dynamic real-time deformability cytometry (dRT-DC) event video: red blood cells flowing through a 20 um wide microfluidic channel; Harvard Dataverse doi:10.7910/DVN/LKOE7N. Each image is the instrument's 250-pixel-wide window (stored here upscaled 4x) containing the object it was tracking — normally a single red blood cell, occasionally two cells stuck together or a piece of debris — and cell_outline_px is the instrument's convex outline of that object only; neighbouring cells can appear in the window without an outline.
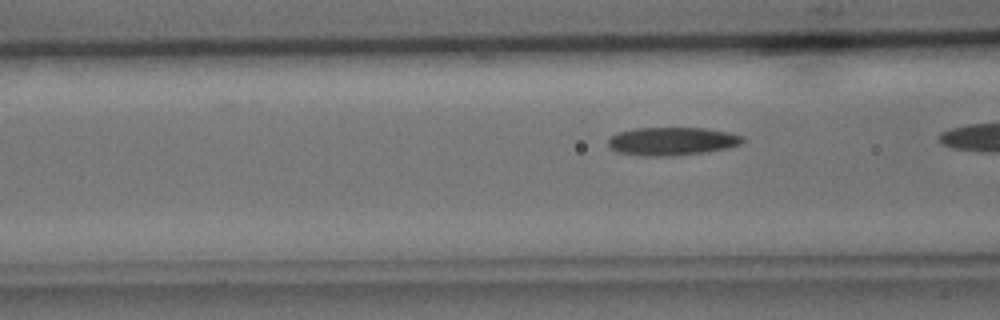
{"species": "common noctule bat (a hibernating species)", "species_latin": "Nyctalus noctula", "temperature_condition": "cold", "stored_images_in_passage": 6, "camera_frame_rate_fps": 3000, "um_per_image_px": 0.085, "animal": {"sex": "male", "body_mass_g": 15.6}, "frame": {"image": 1, "passage_image": 4, "time_ms": 4.333, "image_size_px": [1000, 320], "cell_outline_px": [[744, 140], [740, 144], [728, 148], [708, 152], [672, 156], [644, 156], [616, 152], [608, 144], [608, 140], [616, 132], [636, 128], [704, 128], [728, 132], [744, 136]], "centroid_in_image_um": [57.13, 12.01], "position_along_channel_um": 109.5, "area_um2": 22.2}}
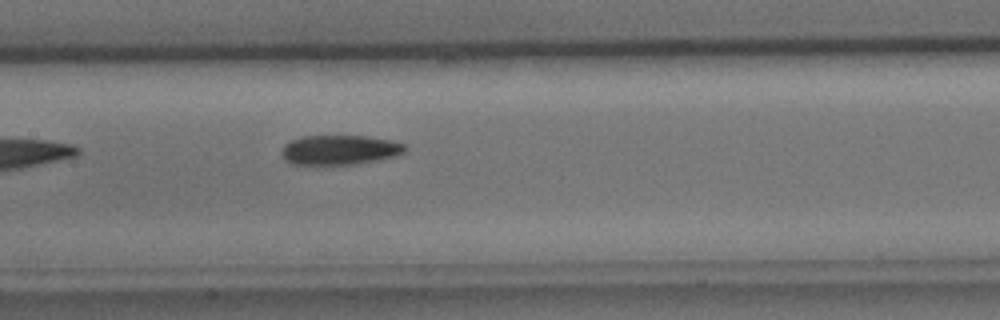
{"frame": {"image": 2, "passage_image": 6, "time_ms": 6.667, "image_size_px": [1000, 320], "cell_outline_px": [[408, 148], [404, 152], [396, 156], [376, 160], [352, 164], [292, 164], [284, 160], [280, 152], [284, 144], [292, 140], [304, 136], [368, 136], [392, 140], [404, 144]], "centroid_in_image_um": [28.87, 12.73], "position_along_channel_um": 178.5, "area_um2": 21.33}}